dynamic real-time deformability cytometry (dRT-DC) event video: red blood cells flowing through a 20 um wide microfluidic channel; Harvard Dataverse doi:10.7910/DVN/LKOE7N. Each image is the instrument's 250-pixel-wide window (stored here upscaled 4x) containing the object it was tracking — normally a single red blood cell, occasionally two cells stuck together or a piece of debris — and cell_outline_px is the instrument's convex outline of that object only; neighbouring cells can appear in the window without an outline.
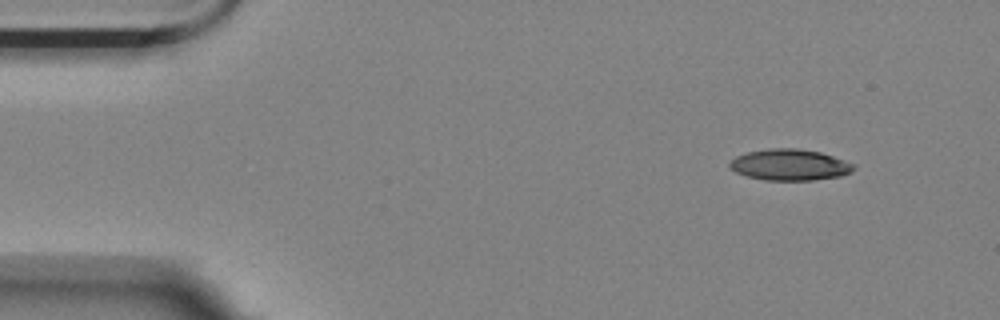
{"species": "Egyptian fruit bat (a non-hibernating species)", "species_latin": "Rousettus aegyptiacus", "temperature_condition": "room temperature", "stored_images_in_passage": 13, "camera_frame_rate_fps": 3000, "um_per_image_px": 0.085, "animal": {"sex": "female"}, "frame": {"image": 1, "passage_image": 1, "time_ms": 0.0, "image_size_px": [1000, 320], "cell_outline_px": [[856, 168], [852, 172], [840, 176], [812, 180], [764, 180], [748, 176], [736, 172], [728, 168], [728, 164], [736, 156], [748, 152], [768, 148], [796, 148], [820, 152], [856, 164]], "centroid_in_image_um": [67.14, 14.01], "position_along_channel_um": 17.9, "area_um2": 22.6}}
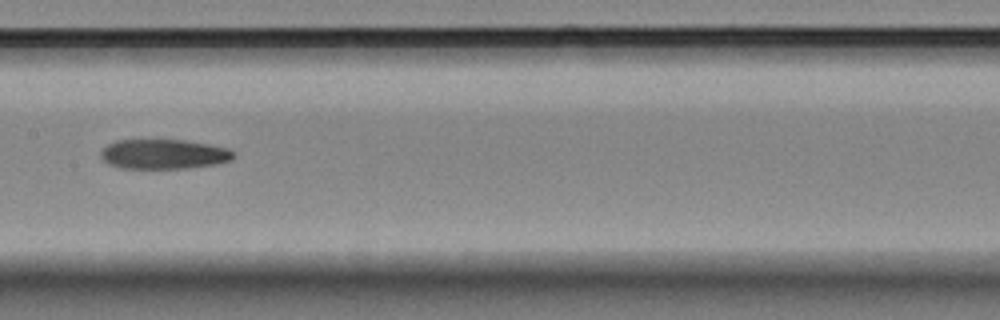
{"frame": {"image": 2, "passage_image": 6, "time_ms": 7.333, "image_size_px": [1000, 320], "cell_outline_px": [[236, 156], [232, 160], [216, 164], [184, 168], [120, 168], [108, 164], [100, 156], [100, 152], [108, 144], [116, 140], [184, 140], [208, 144], [228, 148]], "centroid_in_image_um": [13.91, 13.1], "position_along_channel_um": 193.5, "area_um2": 22.95}}
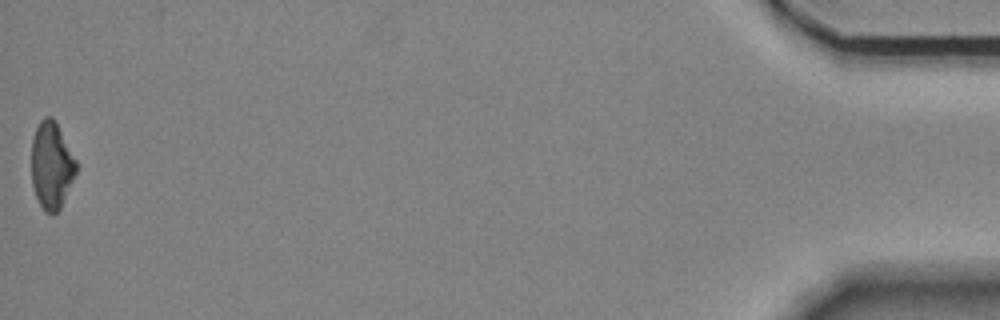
{"frame": {"image": 3, "passage_image": 13, "time_ms": 16.667, "image_size_px": [1000, 320], "cell_outline_px": [[76, 172], [60, 208], [52, 216], [44, 212], [36, 196], [32, 184], [32, 140], [36, 128], [40, 120], [44, 116], [52, 116], [76, 160]], "centroid_in_image_um": [4.36, 14.07], "position_along_channel_um": 430.8, "area_um2": 22.37}}